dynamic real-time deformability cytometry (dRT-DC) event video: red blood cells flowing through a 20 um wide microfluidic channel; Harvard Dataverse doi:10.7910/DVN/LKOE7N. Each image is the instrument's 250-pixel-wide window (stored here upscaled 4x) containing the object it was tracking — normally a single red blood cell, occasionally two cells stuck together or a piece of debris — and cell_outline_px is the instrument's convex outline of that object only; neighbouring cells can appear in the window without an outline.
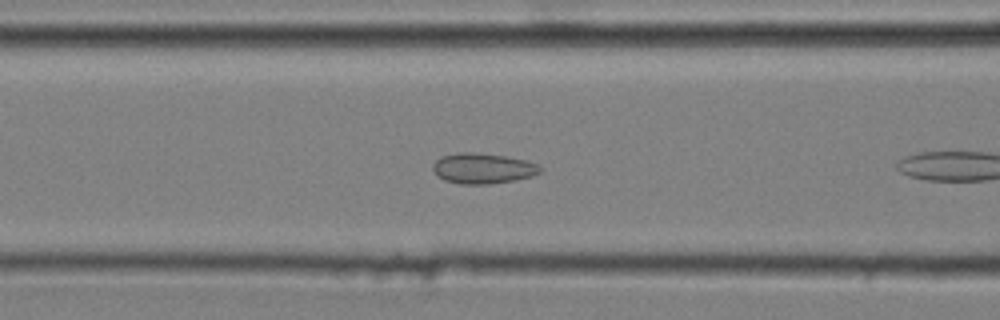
{"species": "common noctule bat (a hibernating species)", "species_latin": "Nyctalus noctula", "temperature_condition": "cold", "stored_images_in_passage": 9, "camera_frame_rate_fps": 3000, "um_per_image_px": 0.085, "animal": {"sex": "male", "body_mass_g": 20.4}, "frame": {"image": 1, "passage_image": 8, "time_ms": 2.333, "image_size_px": [1000, 320], "cell_outline_px": [[544, 168], [540, 172], [532, 176], [516, 180], [488, 184], [460, 184], [444, 180], [436, 176], [432, 168], [432, 164], [440, 156], [460, 152], [472, 152], [508, 156], [528, 160], [540, 164]], "centroid_in_image_um": [41.06, 14.3], "position_along_channel_um": 125.5, "area_um2": 19.48}}